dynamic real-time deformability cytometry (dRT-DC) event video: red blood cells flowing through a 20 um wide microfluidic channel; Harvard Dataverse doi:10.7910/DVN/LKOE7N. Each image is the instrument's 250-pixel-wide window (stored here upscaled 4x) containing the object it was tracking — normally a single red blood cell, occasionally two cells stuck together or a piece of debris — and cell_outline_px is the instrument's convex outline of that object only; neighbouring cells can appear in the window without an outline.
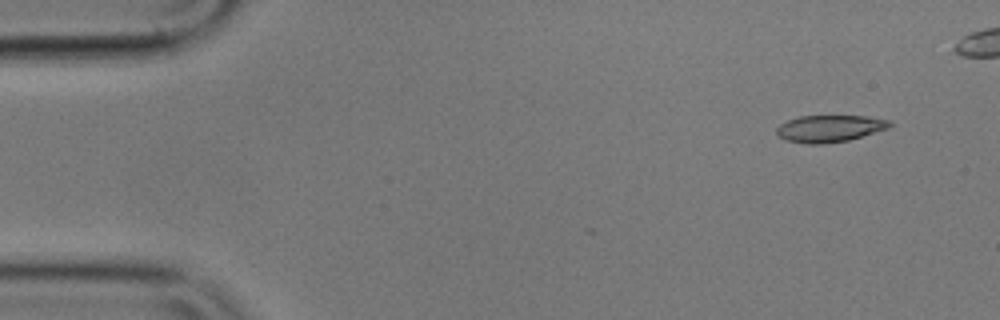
{"species": "common noctule bat (a hibernating species)", "species_latin": "Nyctalus noctula", "temperature_condition": "cold", "stored_images_in_passage": 46, "camera_frame_rate_fps": 3000, "um_per_image_px": 0.085, "animal": {"sex": "male", "body_mass_g": 17.9}, "frame": {"image": 1, "passage_image": 1, "time_ms": 0.0, "image_size_px": [1000, 320], "cell_outline_px": [[892, 124], [888, 128], [848, 140], [824, 144], [808, 144], [784, 140], [776, 132], [776, 128], [780, 124], [788, 120], [800, 116], [864, 116], [888, 120]], "centroid_in_image_um": [70.47, 10.93], "position_along_channel_um": 14.5, "area_um2": 17.57}}
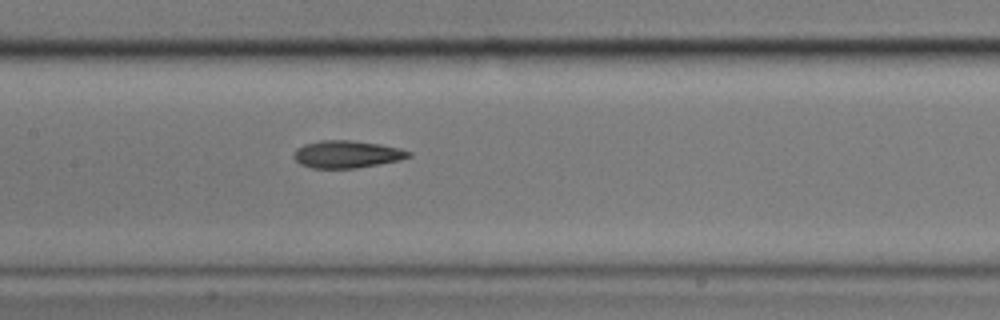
{"frame": {"image": 2, "passage_image": 23, "time_ms": 7.333, "image_size_px": [1000, 320], "cell_outline_px": [[412, 156], [400, 160], [356, 168], [312, 168], [300, 164], [292, 156], [296, 148], [304, 144], [320, 140], [352, 140], [380, 144], [400, 148], [412, 152]], "centroid_in_image_um": [29.48, 13.1], "position_along_channel_um": 177.9, "area_um2": 18.44}}
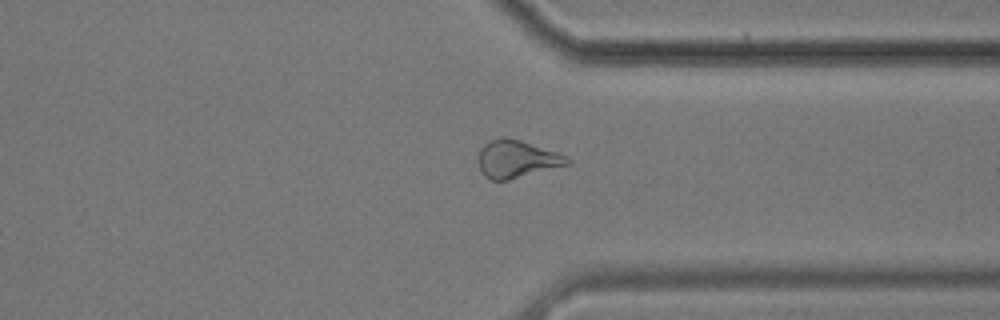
{"frame": {"image": 3, "passage_image": 39, "time_ms": 12.667, "image_size_px": [1000, 320], "cell_outline_px": [[572, 164], [508, 180], [492, 180], [484, 176], [480, 168], [480, 148], [484, 144], [492, 140], [504, 136], [520, 140], [568, 156], [572, 160]], "centroid_in_image_um": [43.97, 13.52], "position_along_channel_um": 367.4, "area_um2": 19.36}}